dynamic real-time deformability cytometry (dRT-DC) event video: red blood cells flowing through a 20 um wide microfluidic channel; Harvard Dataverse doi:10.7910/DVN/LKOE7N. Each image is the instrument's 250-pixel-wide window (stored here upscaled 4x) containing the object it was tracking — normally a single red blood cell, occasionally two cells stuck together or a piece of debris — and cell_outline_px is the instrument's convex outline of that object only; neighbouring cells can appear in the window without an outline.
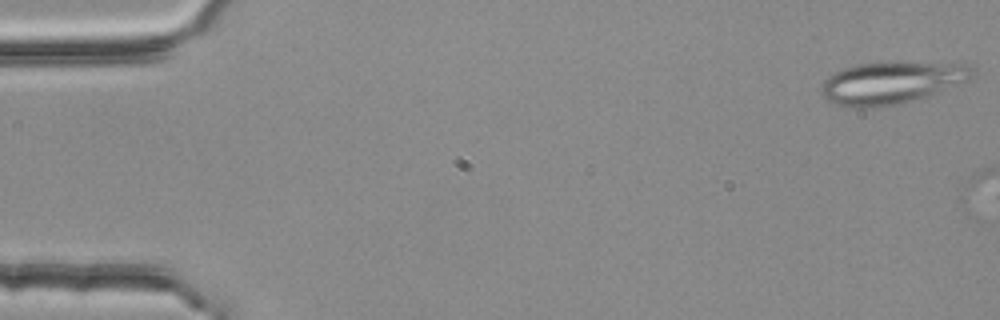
{"species": "common noctule bat (a hibernating species)", "species_latin": "Nyctalus noctula", "temperature_condition": "room temperature", "stored_images_in_passage": 2, "camera_frame_rate_fps": 3000, "um_per_image_px": 0.085, "animal": {"sex": "female", "body_mass_g": 25.1}, "frame": {"image": 1, "passage_image": 1, "time_ms": 0.0, "image_size_px": [1000, 320], "cell_outline_px": [[976, 76], [968, 80], [936, 92], [900, 104], [868, 108], [852, 108], [828, 100], [820, 92], [820, 88], [824, 80], [828, 76], [844, 68], [860, 64], [960, 60], [968, 64], [972, 68]], "centroid_in_image_um": [75.87, 6.99], "position_along_channel_um": 9.1, "area_um2": 37.45}}